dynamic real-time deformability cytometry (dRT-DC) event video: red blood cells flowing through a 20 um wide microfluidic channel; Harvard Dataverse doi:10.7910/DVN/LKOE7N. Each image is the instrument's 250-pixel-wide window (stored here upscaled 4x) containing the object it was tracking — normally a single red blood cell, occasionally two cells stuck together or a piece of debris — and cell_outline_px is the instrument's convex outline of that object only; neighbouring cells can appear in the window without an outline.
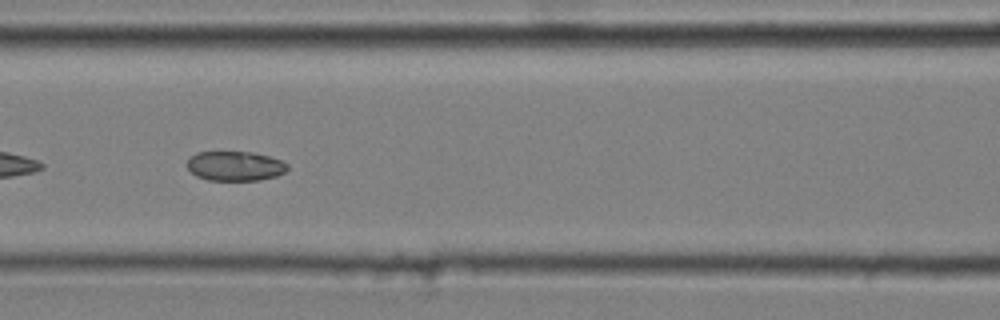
{"species": "common noctule bat (a hibernating species)", "species_latin": "Nyctalus noctula", "temperature_condition": "cold", "stored_images_in_passage": 9, "camera_frame_rate_fps": 3000, "um_per_image_px": 0.085, "animal": {"sex": "male", "body_mass_g": 20.4}, "frame": {"image": 1, "passage_image": 6, "time_ms": 1.667, "image_size_px": [1000, 320], "cell_outline_px": [[288, 168], [284, 172], [276, 176], [260, 180], [208, 180], [196, 176], [188, 168], [188, 160], [196, 152], [252, 152], [284, 160], [288, 164]], "centroid_in_image_um": [20.02, 14.11], "position_along_channel_um": 146.6, "area_um2": 17.28}}
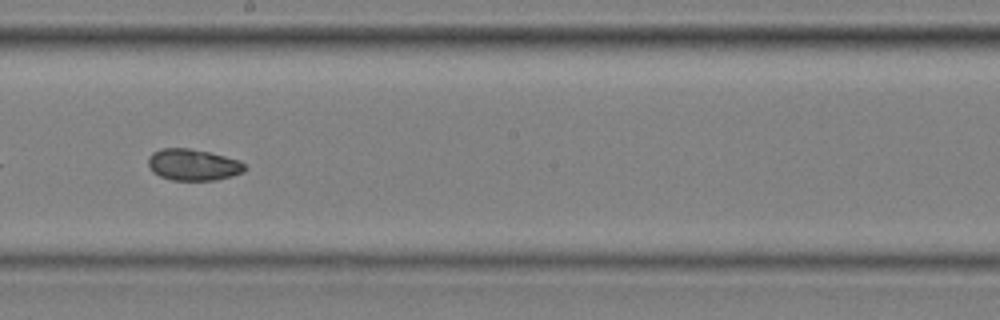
{"frame": {"image": 2, "passage_image": 8, "time_ms": 2.333, "image_size_px": [1000, 320], "cell_outline_px": [[248, 168], [244, 172], [232, 176], [216, 180], [172, 180], [160, 176], [152, 172], [148, 164], [148, 156], [152, 152], [160, 148], [188, 148], [208, 152], [240, 160]], "centroid_in_image_um": [16.41, 14.0], "position_along_channel_um": 231.8, "area_um2": 17.86}}
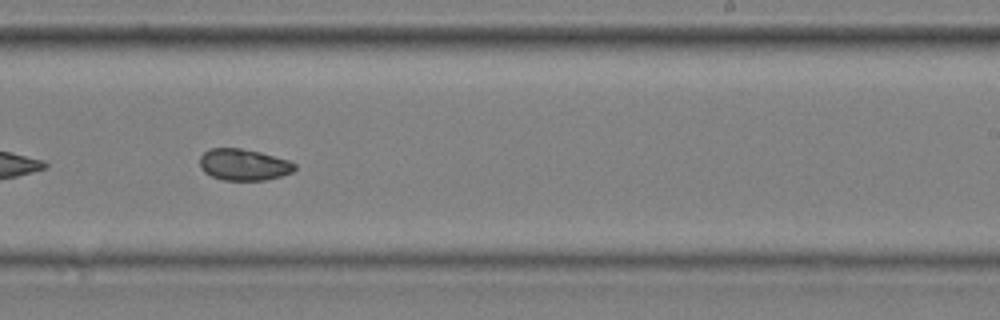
{"frame": {"image": 3, "passage_image": 9, "time_ms": 2.667, "image_size_px": [1000, 320], "cell_outline_px": [[296, 168], [292, 172], [280, 176], [264, 180], [224, 180], [212, 176], [204, 172], [200, 168], [200, 156], [208, 148], [240, 148], [260, 152], [288, 160], [296, 164]], "centroid_in_image_um": [20.69, 13.99], "position_along_channel_um": 268.3, "area_um2": 17.4}}